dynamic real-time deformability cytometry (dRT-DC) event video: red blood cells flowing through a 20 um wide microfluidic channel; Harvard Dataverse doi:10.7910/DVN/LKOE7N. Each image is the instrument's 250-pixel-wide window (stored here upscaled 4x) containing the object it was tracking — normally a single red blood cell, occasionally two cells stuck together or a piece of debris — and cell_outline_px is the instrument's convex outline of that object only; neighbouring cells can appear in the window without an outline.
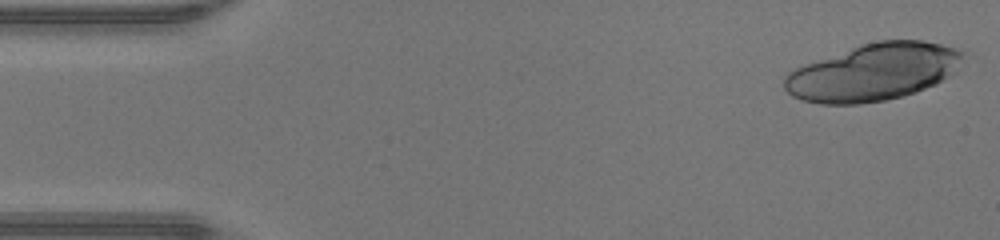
{"species": "human", "species_latin": "Homo sapiens", "temperature_condition": "warm", "stored_images_in_passage": 16, "camera_frame_rate_fps": 3000, "um_per_image_px": 0.085, "donor": {"sex": "male"}, "frame": {"image": 1, "passage_image": 1, "time_ms": 0.0, "image_size_px": [1000, 240], "cell_outline_px": [[968, 48], [956, 72], [936, 84], [916, 92], [904, 96], [884, 100], [860, 104], [820, 104], [800, 100], [792, 96], [784, 88], [784, 76], [788, 72], [804, 64], [860, 44], [880, 40], [924, 40]], "centroid_in_image_um": [74.3, 6.11], "position_along_channel_um": 10.7, "area_um2": 60.34}}